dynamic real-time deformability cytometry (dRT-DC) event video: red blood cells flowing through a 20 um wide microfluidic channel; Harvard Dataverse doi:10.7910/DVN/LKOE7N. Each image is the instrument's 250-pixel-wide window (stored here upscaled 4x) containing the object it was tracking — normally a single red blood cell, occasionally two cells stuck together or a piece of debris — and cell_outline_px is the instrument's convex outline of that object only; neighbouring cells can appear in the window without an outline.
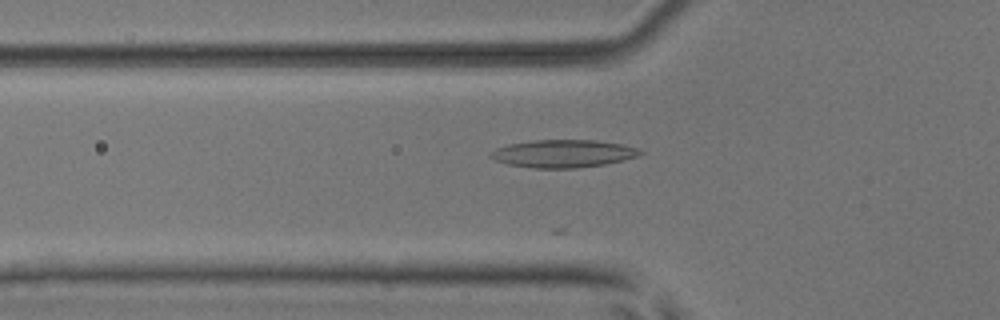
{"species": "common noctule bat (a hibernating species)", "species_latin": "Nyctalus noctula", "temperature_condition": "room temperature", "stored_images_in_passage": 41, "camera_frame_rate_fps": 3000, "um_per_image_px": 0.085, "animal": {"sex": "male", "body_mass_g": 17.9, "forearm_length_mm": 54.2}, "frame": {"image": 1, "passage_image": 13, "time_ms": 4.0, "image_size_px": [1000, 320], "cell_outline_px": [[644, 152], [636, 156], [604, 164], [576, 168], [536, 168], [508, 164], [496, 160], [488, 156], [488, 152], [496, 148], [508, 144], [536, 140], [596, 140], [620, 144], [640, 148]], "centroid_in_image_um": [47.83, 13.05], "position_along_channel_um": 78.0, "area_um2": 23.99}}
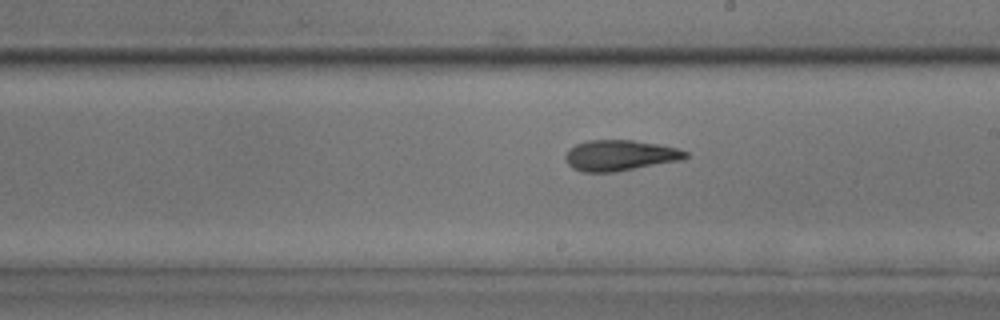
{"frame": {"image": 2, "passage_image": 25, "time_ms": 8.0, "image_size_px": [1000, 320], "cell_outline_px": [[688, 156], [684, 160], [616, 172], [580, 172], [572, 168], [568, 164], [564, 156], [568, 148], [576, 144], [588, 140], [632, 140], [656, 144], [676, 148], [688, 152]], "centroid_in_image_um": [52.68, 13.22], "position_along_channel_um": 236.3, "area_um2": 21.73}}
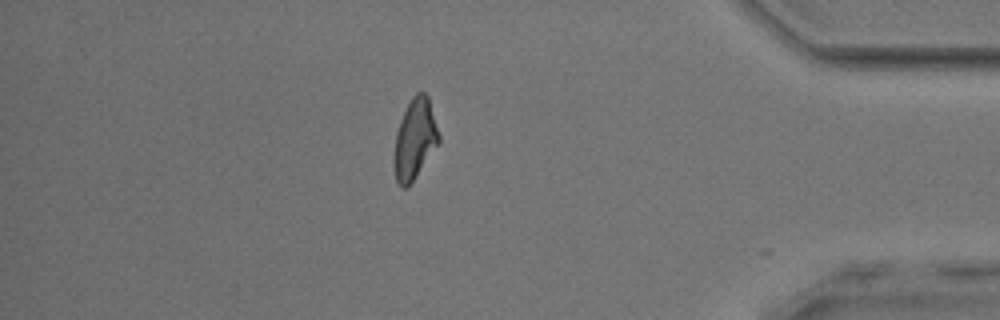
{"frame": {"image": 3, "passage_image": 40, "time_ms": 13.0, "image_size_px": [1000, 320], "cell_outline_px": [[440, 144], [408, 188], [400, 188], [396, 180], [392, 164], [392, 156], [396, 132], [400, 120], [412, 96], [416, 92], [424, 92], [428, 96], [440, 136]], "centroid_in_image_um": [35.24, 11.89], "position_along_channel_um": 400.0, "area_um2": 21.56}, "authors_computed_cell_mechanics": {"area_um2": 21.5594, "velocity_mm_per_s": 3.9632, "shape_relaxation_time_tau1_ms": 7.0391, "shape_relaxation_time_tau2_ms": 3.4845, "deformation_change_tau1": 0.1888, "deformation_change_tau2": 0.1331}}